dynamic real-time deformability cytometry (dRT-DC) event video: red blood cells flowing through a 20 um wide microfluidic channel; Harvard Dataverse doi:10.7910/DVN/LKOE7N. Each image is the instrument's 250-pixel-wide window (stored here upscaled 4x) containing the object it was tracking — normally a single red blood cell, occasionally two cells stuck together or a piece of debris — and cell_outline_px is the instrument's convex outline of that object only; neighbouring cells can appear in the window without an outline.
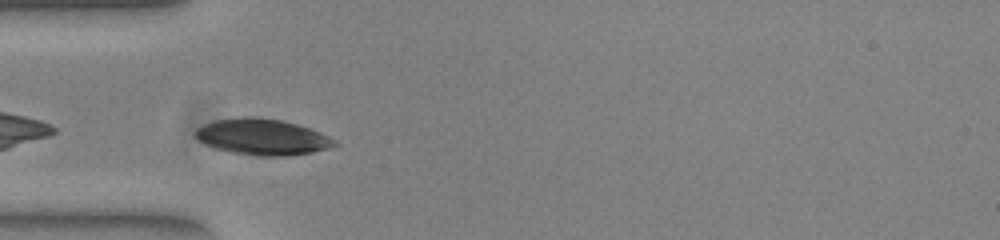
{"species": "common noctule bat (a hibernating species)", "species_latin": "Nyctalus noctula", "temperature_condition": "warm", "stored_images_in_passage": 34, "camera_frame_rate_fps": 3000, "um_per_image_px": 0.085, "animal": {"sex": "female", "body_mass_g": 23.0, "forearm_length_mm": 53.4}, "frame": {"image": 1, "passage_image": 2, "time_ms": 0.333, "image_size_px": [1000, 240], "cell_outline_px": [[340, 144], [328, 148], [312, 152], [284, 156], [256, 156], [232, 152], [216, 148], [204, 144], [196, 136], [196, 128], [204, 124], [216, 120], [244, 116], [256, 116], [284, 120], [320, 132], [336, 140]], "centroid_in_image_um": [22.32, 11.63], "position_along_channel_um": 62.7, "area_um2": 29.25}}
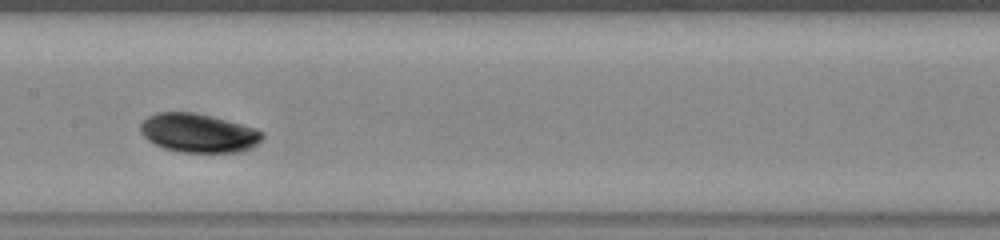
{"frame": {"image": 2, "passage_image": 12, "time_ms": 3.667, "image_size_px": [1000, 240], "cell_outline_px": [[264, 136], [252, 148], [240, 152], [184, 152], [164, 148], [148, 140], [140, 132], [140, 124], [148, 116], [156, 112], [192, 112], [212, 116], [256, 128], [264, 132]], "centroid_in_image_um": [16.88, 11.3], "position_along_channel_um": 190.5, "area_um2": 27.57}}
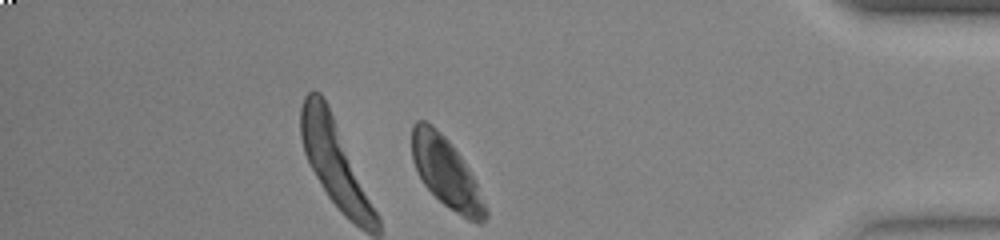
{"frame": {"image": 3, "passage_image": 31, "time_ms": 10.0, "image_size_px": [1000, 240], "cell_outline_px": [[488, 216], [480, 224], [476, 224], [468, 220], [448, 208], [424, 184], [412, 160], [412, 124], [416, 120], [424, 120], [432, 124], [452, 144], [476, 180], [488, 208]], "centroid_in_image_um": [37.96, 14.7], "position_along_channel_um": 397.2, "area_um2": 30.06}, "authors_computed_cell_mechanics": {"area_um2": 27.7729, "velocity_mm_per_s": 3.8624, "shape_relaxation_time_tau1_ms": 1.8115, "shape_relaxation_time_tau2_ms": null, "deformation_change_tau1": 0.0907, "deformation_change_tau2": null}}